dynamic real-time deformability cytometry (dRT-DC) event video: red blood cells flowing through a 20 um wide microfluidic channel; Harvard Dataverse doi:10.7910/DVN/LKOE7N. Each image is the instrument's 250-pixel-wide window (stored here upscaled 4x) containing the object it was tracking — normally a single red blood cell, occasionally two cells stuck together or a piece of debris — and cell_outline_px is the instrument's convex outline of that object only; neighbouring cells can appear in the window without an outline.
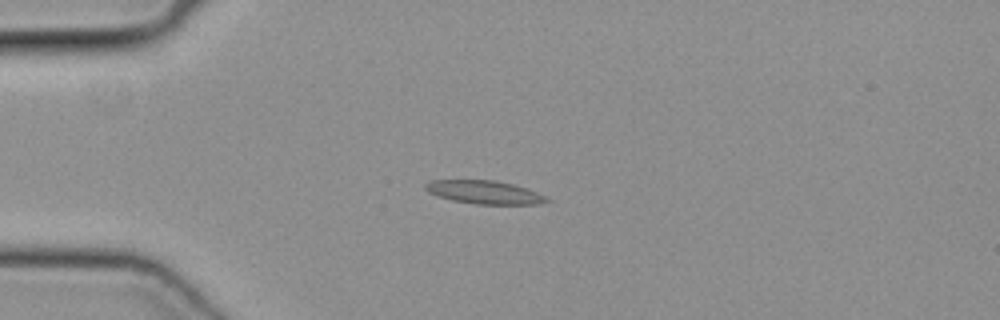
{"species": "common noctule bat (a hibernating species)", "species_latin": "Nyctalus noctula", "temperature_condition": "cold", "stored_images_in_passage": 39, "camera_frame_rate_fps": 3000, "um_per_image_px": 0.085, "animal": {"sex": "female", "body_mass_g": 19.3, "forearm_length_mm": 54.1}, "frame": {"image": 1, "passage_image": 2, "time_ms": 0.333, "image_size_px": [1000, 320], "cell_outline_px": [[552, 200], [540, 204], [476, 204], [452, 200], [428, 192], [424, 188], [424, 184], [432, 180], [496, 180], [528, 188], [548, 196]], "centroid_in_image_um": [41.24, 16.34], "position_along_channel_um": 43.8, "area_um2": 16.59}}
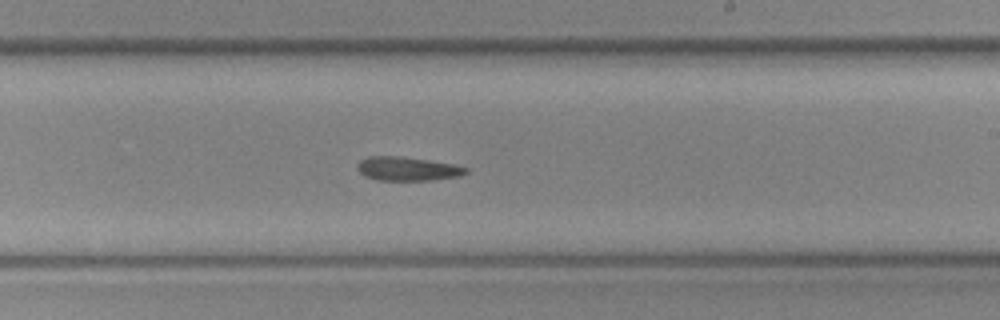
{"frame": {"image": 2, "passage_image": 19, "time_ms": 6.0, "image_size_px": [1000, 320], "cell_outline_px": [[468, 172], [460, 176], [432, 180], [376, 180], [364, 176], [356, 168], [360, 160], [368, 156], [396, 156], [428, 160], [456, 164], [468, 168]], "centroid_in_image_um": [34.64, 14.35], "position_along_channel_um": 254.4, "area_um2": 15.14}}
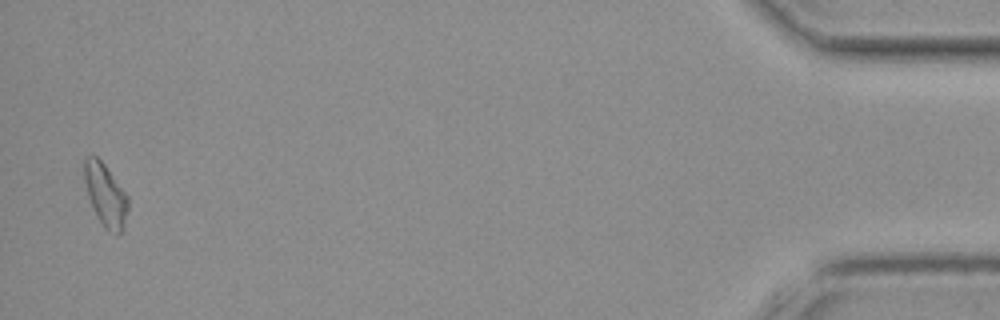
{"frame": {"image": 3, "passage_image": 38, "time_ms": 12.333, "image_size_px": [1000, 320], "cell_outline_px": [[128, 208], [124, 228], [116, 236], [104, 228], [88, 196], [84, 180], [84, 160], [88, 156], [96, 156], [104, 164], [128, 196]], "centroid_in_image_um": [8.98, 16.6], "position_along_channel_um": 426.2, "area_um2": 15.72}}